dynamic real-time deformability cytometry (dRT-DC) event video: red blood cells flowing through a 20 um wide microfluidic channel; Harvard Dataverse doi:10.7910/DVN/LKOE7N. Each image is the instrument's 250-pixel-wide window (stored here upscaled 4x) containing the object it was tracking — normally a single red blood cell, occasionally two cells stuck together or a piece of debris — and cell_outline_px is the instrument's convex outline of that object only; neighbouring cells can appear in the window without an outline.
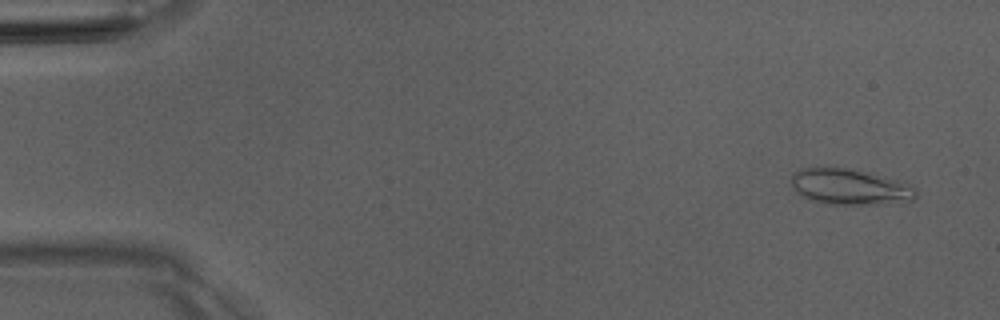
{"species": "Egyptian fruit bat (a non-hibernating species)", "species_latin": "Rousettus aegyptiacus", "temperature_condition": "room temperature", "stored_images_in_passage": 5, "camera_frame_rate_fps": 3000, "um_per_image_px": 0.085, "animal": {"sex": "male"}, "frame": {"image": 1, "passage_image": 1, "time_ms": 0.0, "image_size_px": [1000, 320], "cell_outline_px": [[916, 196], [912, 200], [900, 204], [824, 204], [800, 196], [792, 184], [792, 172], [800, 168], [852, 168], [896, 180], [908, 184], [916, 188]], "centroid_in_image_um": [72.25, 15.9], "position_along_channel_um": 12.8, "area_um2": 26.13}}